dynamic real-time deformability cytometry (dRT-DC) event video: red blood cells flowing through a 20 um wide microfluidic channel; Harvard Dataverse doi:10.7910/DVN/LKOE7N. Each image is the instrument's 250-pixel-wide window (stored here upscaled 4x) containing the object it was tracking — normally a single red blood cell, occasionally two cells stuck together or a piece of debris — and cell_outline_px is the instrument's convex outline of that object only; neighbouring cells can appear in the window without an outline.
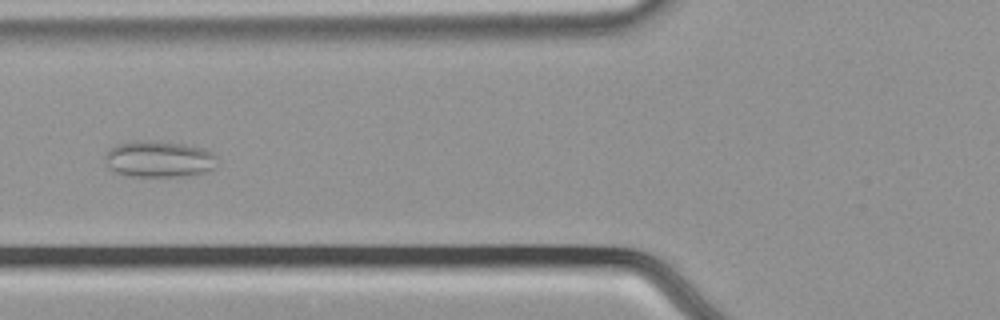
{"species": "common noctule bat (a hibernating species)", "species_latin": "Nyctalus noctula", "temperature_condition": "cold", "stored_images_in_passage": 58, "segment_of_instrument_passage": [1, 2], "camera_frame_rate_fps": 3000, "um_per_image_px": 0.085, "animal": {"sex": "male", "body_mass_g": 21.5, "forearm_length_mm": 52.0}, "frame": {"image": 1, "passage_image": 23, "time_ms": 7.333, "image_size_px": [1000, 320], "cell_outline_px": [[216, 168], [204, 172], [188, 176], [124, 176], [116, 172], [104, 160], [104, 156], [108, 148], [116, 144], [144, 140], [160, 140], [184, 144], [204, 148], [212, 152], [216, 156]], "centroid_in_image_um": [13.52, 13.51], "position_along_channel_um": 112.3, "area_um2": 24.1}}
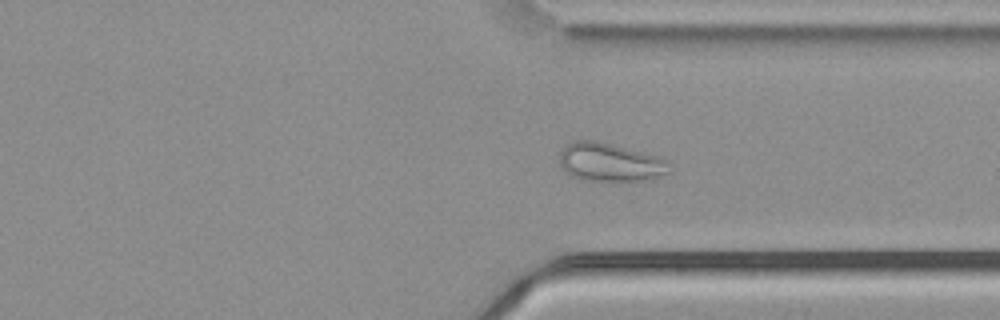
{"frame": {"image": 2, "passage_image": 43, "time_ms": 14.0, "image_size_px": [1000, 320], "cell_outline_px": [[672, 172], [664, 176], [640, 180], [580, 180], [564, 172], [560, 164], [560, 152], [564, 144], [572, 140], [596, 140], [612, 144], [656, 156], [668, 160], [672, 168]], "centroid_in_image_um": [51.84, 13.78], "position_along_channel_um": 359.6, "area_um2": 24.85}}
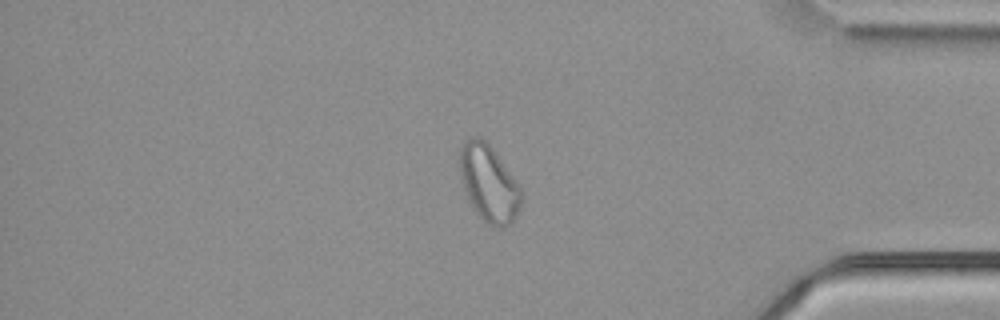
{"frame": {"image": 3, "passage_image": 48, "time_ms": 15.667, "image_size_px": [1000, 320], "cell_outline_px": [[524, 196], [516, 216], [508, 224], [500, 228], [488, 224], [472, 208], [468, 200], [460, 176], [460, 148], [464, 140], [468, 136], [480, 136], [492, 148], [520, 188]], "centroid_in_image_um": [41.52, 15.57], "position_along_channel_um": 393.7, "area_um2": 27.22}}